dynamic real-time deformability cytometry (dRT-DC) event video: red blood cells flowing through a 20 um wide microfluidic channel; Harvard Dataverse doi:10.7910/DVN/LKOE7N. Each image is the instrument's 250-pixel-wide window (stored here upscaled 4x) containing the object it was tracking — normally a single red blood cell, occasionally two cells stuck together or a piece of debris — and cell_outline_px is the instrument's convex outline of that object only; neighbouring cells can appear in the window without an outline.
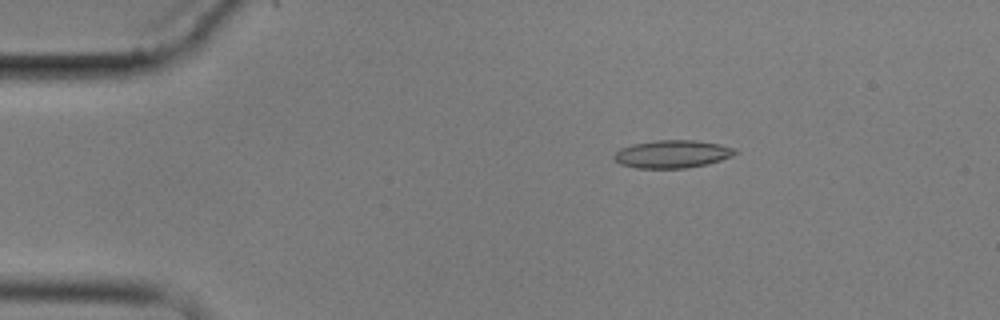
{"species": "common noctule bat (a hibernating species)", "species_latin": "Nyctalus noctula", "temperature_condition": "cold", "stored_images_in_passage": 3, "camera_frame_rate_fps": 3000, "um_per_image_px": 0.085, "animal": {"sex": "male", "body_mass_g": 17.9}, "frame": {"image": 1, "passage_image": 1, "time_ms": 0.0, "image_size_px": [1000, 320], "cell_outline_px": [[740, 152], [732, 156], [708, 164], [688, 168], [636, 168], [620, 164], [612, 156], [620, 148], [632, 144], [656, 140], [692, 140], [720, 144], [736, 148]], "centroid_in_image_um": [57.17, 13.09], "position_along_channel_um": 27.8, "area_um2": 19.77}}